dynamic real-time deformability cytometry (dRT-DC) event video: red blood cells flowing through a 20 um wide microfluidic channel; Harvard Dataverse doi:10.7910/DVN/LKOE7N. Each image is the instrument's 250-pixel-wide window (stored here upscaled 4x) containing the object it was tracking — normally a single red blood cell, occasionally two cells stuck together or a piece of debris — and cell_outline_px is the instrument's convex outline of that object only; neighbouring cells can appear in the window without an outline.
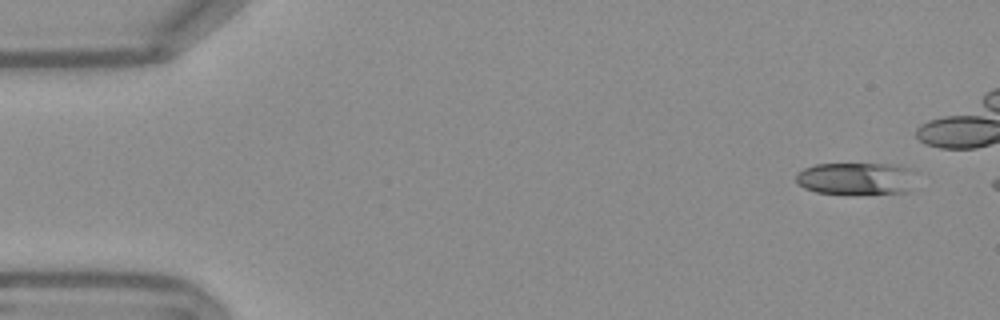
{"species": "Egyptian fruit bat (a non-hibernating species)", "species_latin": "Rousettus aegyptiacus", "temperature_condition": "warm", "stored_images_in_passage": 7, "camera_frame_rate_fps": 3000, "um_per_image_px": 0.085, "frame": {"image": 1, "passage_image": 1, "time_ms": 0.0, "image_size_px": [1000, 320], "cell_outline_px": [[912, 188], [908, 192], [852, 196], [848, 196], [816, 192], [804, 188], [796, 180], [796, 172], [804, 168], [816, 164], [896, 164], [912, 168]], "centroid_in_image_um": [72.77, 15.21], "position_along_channel_um": 12.2, "area_um2": 23.41}}